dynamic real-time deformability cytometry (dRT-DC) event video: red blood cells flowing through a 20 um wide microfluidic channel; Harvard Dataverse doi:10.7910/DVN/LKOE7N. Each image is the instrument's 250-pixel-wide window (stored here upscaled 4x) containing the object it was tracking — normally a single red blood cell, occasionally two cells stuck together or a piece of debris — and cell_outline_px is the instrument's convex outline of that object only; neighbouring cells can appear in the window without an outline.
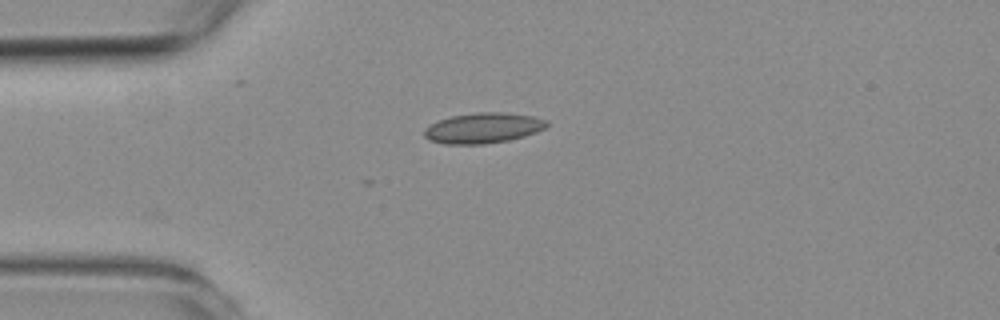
{"species": "common noctule bat (a hibernating species)", "species_latin": "Nyctalus noctula", "temperature_condition": "room temperature", "stored_images_in_passage": 8, "camera_frame_rate_fps": 3000, "um_per_image_px": 0.085, "animal": {"sex": "female", "body_mass_g": 19.3, "forearm_length_mm": 54.1}, "frame": {"image": 1, "passage_image": 1, "time_ms": 0.0, "image_size_px": [1000, 320], "cell_outline_px": [[548, 124], [544, 128], [536, 132], [524, 136], [508, 140], [484, 144], [444, 144], [428, 140], [424, 136], [424, 128], [440, 120], [452, 116], [476, 112], [500, 112], [532, 116], [548, 120]], "centroid_in_image_um": [41.05, 10.88], "position_along_channel_um": 43.9, "area_um2": 21.62}}
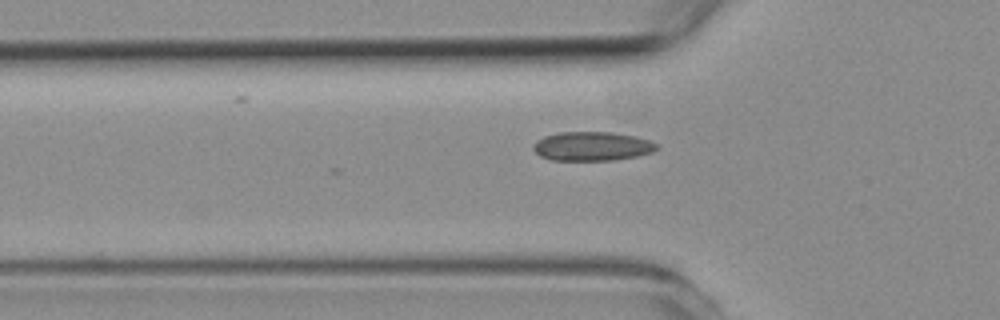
{"frame": {"image": 2, "passage_image": 5, "time_ms": 1.333, "image_size_px": [1000, 320], "cell_outline_px": [[656, 148], [652, 152], [636, 156], [612, 160], [552, 160], [540, 156], [532, 148], [532, 144], [536, 140], [544, 136], [560, 132], [612, 132], [636, 136], [648, 140], [656, 144]], "centroid_in_image_um": [50.27, 12.42], "position_along_channel_um": 75.5, "area_um2": 20.81}}
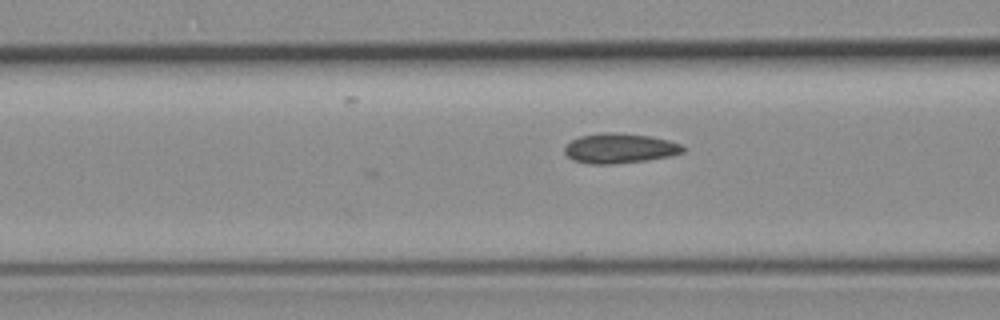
{"frame": {"image": 3, "passage_image": 8, "time_ms": 2.333, "image_size_px": [1000, 320], "cell_outline_px": [[684, 152], [672, 156], [644, 160], [612, 164], [588, 164], [572, 160], [564, 152], [564, 148], [572, 140], [580, 136], [600, 132], [620, 132], [652, 136], [668, 140], [680, 144], [684, 148]], "centroid_in_image_um": [52.66, 12.59], "position_along_channel_um": 113.9, "area_um2": 20.75}}